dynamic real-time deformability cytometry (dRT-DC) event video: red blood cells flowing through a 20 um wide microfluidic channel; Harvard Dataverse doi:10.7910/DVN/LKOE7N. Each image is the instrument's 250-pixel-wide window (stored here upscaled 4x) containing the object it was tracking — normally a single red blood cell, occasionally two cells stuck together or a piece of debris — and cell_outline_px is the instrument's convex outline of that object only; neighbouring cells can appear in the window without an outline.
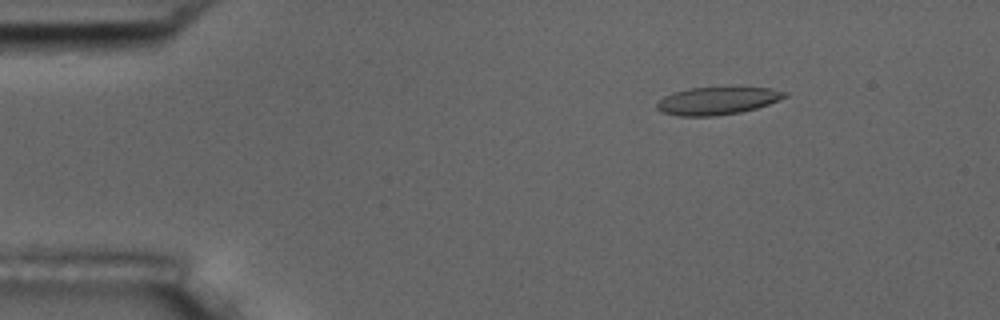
{"species": "common noctule bat (a hibernating species)", "species_latin": "Nyctalus noctula", "temperature_condition": "room temperature", "stored_images_in_passage": 10, "camera_frame_rate_fps": 3000, "um_per_image_px": 0.085, "animal": {"sex": "male", "body_mass_g": 17.5, "forearm_length_mm": 52.3}, "frame": {"image": 1, "passage_image": 2, "time_ms": 1.333, "image_size_px": [1000, 320], "cell_outline_px": [[788, 96], [768, 104], [756, 108], [740, 112], [716, 116], [680, 116], [660, 112], [656, 108], [656, 104], [664, 96], [672, 92], [688, 88], [772, 88], [788, 92]], "centroid_in_image_um": [60.94, 8.57], "position_along_channel_um": 24.1, "area_um2": 20.52}}
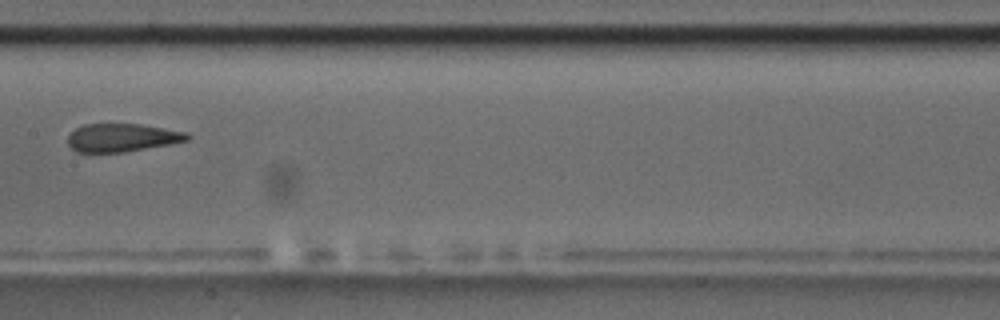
{"frame": {"image": 2, "passage_image": 7, "time_ms": 8.0, "image_size_px": [1000, 320], "cell_outline_px": [[192, 136], [188, 140], [168, 144], [124, 152], [76, 152], [68, 144], [68, 136], [76, 128], [84, 124], [140, 124], [188, 132]], "centroid_in_image_um": [10.38, 11.69], "position_along_channel_um": 197.0, "area_um2": 19.48}}
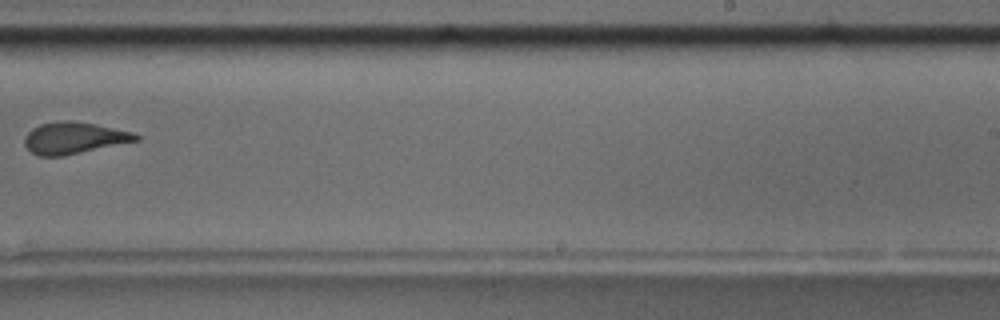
{"frame": {"image": 3, "passage_image": 9, "time_ms": 10.333, "image_size_px": [1000, 320], "cell_outline_px": [[140, 140], [64, 156], [36, 156], [24, 144], [24, 136], [32, 128], [40, 124], [56, 120], [68, 120], [96, 124], [132, 132], [140, 136]], "centroid_in_image_um": [6.26, 11.72], "position_along_channel_um": 282.7, "area_um2": 20.69}}